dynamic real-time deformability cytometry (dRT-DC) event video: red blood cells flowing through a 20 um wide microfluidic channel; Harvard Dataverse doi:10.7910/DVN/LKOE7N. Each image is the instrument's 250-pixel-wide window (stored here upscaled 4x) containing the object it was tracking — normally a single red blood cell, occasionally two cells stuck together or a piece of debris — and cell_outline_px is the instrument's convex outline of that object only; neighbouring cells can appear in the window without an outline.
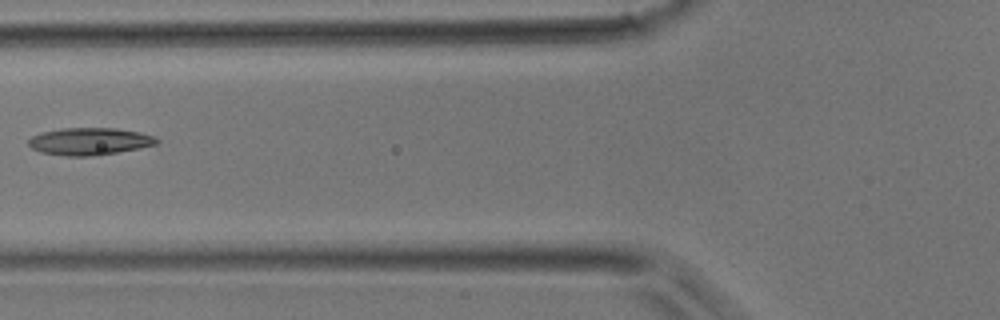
{"species": "common noctule bat (a hibernating species)", "species_latin": "Nyctalus noctula", "temperature_condition": "room temperature", "stored_images_in_passage": 4, "camera_frame_rate_fps": 3000, "um_per_image_px": 0.085, "animal": {"sex": "male", "body_mass_g": 17.9}, "frame": {"image": 1, "passage_image": 4, "time_ms": 4.333, "image_size_px": [1000, 320], "cell_outline_px": [[160, 140], [156, 144], [140, 148], [96, 156], [64, 156], [40, 152], [32, 148], [28, 144], [28, 140], [32, 136], [40, 132], [60, 128], [116, 128], [140, 132], [156, 136]], "centroid_in_image_um": [7.61, 12.01], "position_along_channel_um": 118.2, "area_um2": 20.63}}